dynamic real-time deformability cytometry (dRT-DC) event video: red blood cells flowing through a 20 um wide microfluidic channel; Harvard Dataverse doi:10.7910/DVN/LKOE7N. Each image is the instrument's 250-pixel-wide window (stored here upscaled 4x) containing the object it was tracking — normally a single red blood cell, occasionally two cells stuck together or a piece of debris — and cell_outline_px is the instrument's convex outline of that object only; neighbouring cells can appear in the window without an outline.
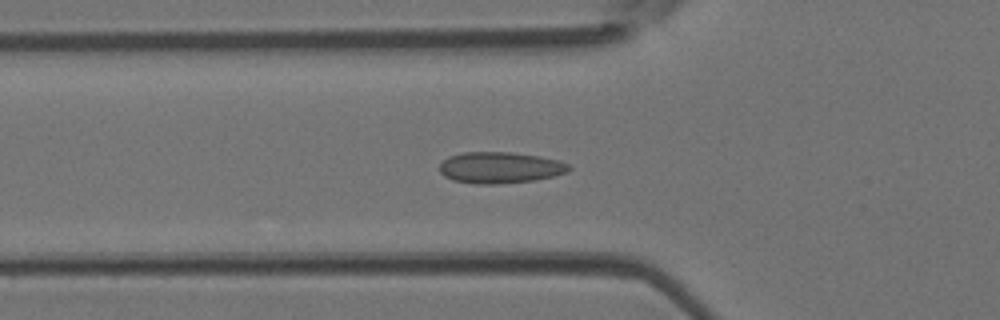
{"species": "Egyptian fruit bat (a non-hibernating species)", "species_latin": "Rousettus aegyptiacus", "temperature_condition": "room temperature", "stored_images_in_passage": 48, "camera_frame_rate_fps": 3000, "um_per_image_px": 0.085, "animal": {"sex": "female"}, "frame": {"image": 1, "passage_image": 16, "time_ms": 5.0, "image_size_px": [1000, 320], "cell_outline_px": [[572, 168], [568, 172], [552, 176], [532, 180], [496, 184], [476, 184], [452, 180], [444, 176], [440, 172], [440, 164], [448, 156], [464, 152], [508, 152], [540, 156], [560, 160], [568, 164]], "centroid_in_image_um": [42.5, 14.24], "position_along_channel_um": 83.3, "area_um2": 23.58}}
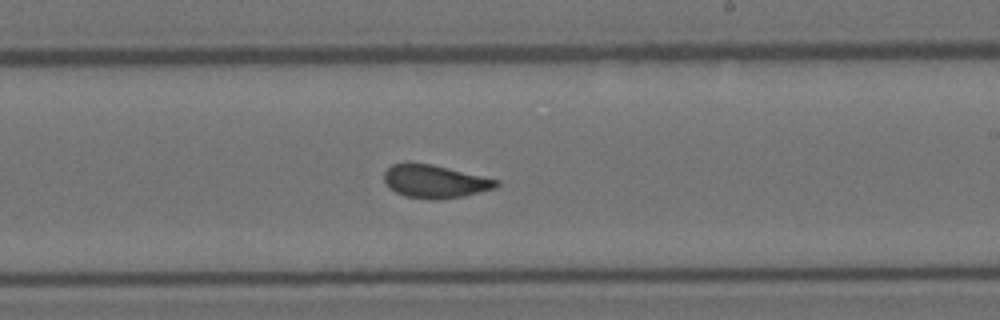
{"frame": {"image": 2, "passage_image": 28, "time_ms": 9.0, "image_size_px": [1000, 320], "cell_outline_px": [[500, 184], [496, 188], [464, 196], [440, 200], [432, 200], [404, 196], [388, 188], [384, 180], [384, 172], [392, 164], [432, 164], [500, 180]], "centroid_in_image_um": [36.99, 15.45], "position_along_channel_um": 252.0, "area_um2": 21.62}}
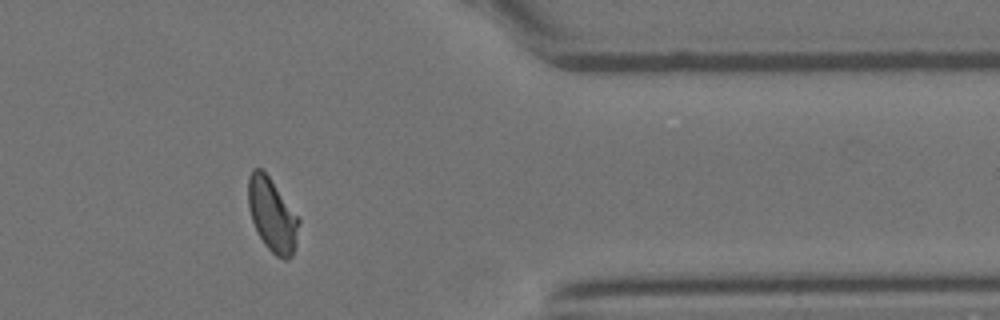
{"frame": {"image": 3, "passage_image": 39, "time_ms": 12.667, "image_size_px": [1000, 320], "cell_outline_px": [[300, 220], [296, 244], [292, 256], [288, 260], [284, 260], [276, 256], [264, 244], [252, 220], [248, 208], [248, 176], [252, 168], [260, 168], [268, 176]], "centroid_in_image_um": [23.13, 18.29], "position_along_channel_um": 388.3, "area_um2": 21.39}}